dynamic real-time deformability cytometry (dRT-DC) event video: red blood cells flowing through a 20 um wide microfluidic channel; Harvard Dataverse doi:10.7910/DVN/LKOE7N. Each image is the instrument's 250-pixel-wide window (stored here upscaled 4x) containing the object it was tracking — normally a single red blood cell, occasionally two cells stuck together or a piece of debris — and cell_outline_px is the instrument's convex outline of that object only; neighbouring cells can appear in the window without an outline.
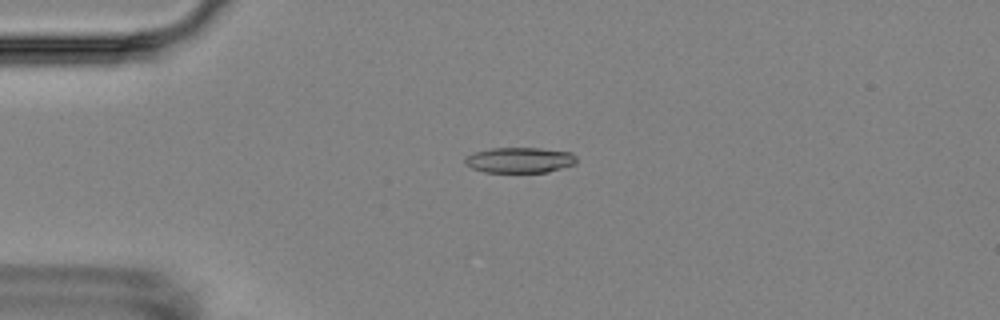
{"species": "Egyptian fruit bat (a non-hibernating species)", "species_latin": "Rousettus aegyptiacus", "temperature_condition": "room temperature", "stored_images_in_passage": 6, "camera_frame_rate_fps": 3000, "um_per_image_px": 0.085, "animal": {"sex": "female"}, "frame": {"image": 1, "passage_image": 4, "time_ms": 3.333, "image_size_px": [1000, 320], "cell_outline_px": [[576, 164], [548, 172], [484, 172], [472, 168], [464, 164], [464, 156], [476, 152], [492, 148], [540, 148], [572, 152], [576, 156]], "centroid_in_image_um": [44.17, 13.61], "position_along_channel_um": 40.8, "area_um2": 16.7}}